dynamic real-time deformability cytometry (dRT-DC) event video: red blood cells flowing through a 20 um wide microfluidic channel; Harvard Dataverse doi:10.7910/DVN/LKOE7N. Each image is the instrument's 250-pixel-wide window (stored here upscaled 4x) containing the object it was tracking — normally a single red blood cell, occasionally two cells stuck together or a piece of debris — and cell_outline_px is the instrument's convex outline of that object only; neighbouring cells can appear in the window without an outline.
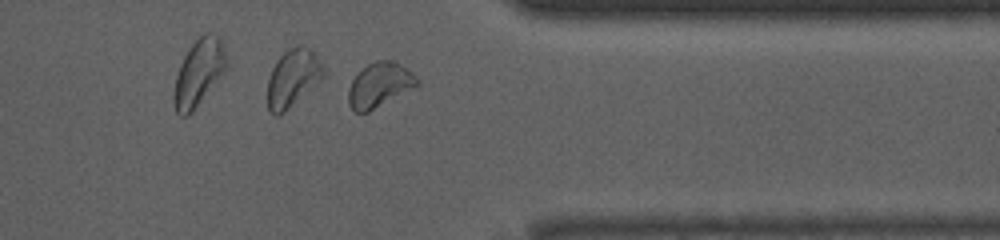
{"species": "common noctule bat (a hibernating species)", "species_latin": "Nyctalus noctula", "temperature_condition": "room temperature", "stored_images_in_passage": 34, "camera_frame_rate_fps": 3000, "um_per_image_px": 0.085, "animal": {"sex": "male", "body_mass_g": 13.0, "forearm_length_mm": 53.1}, "frame": {"image": 1, "passage_image": 25, "time_ms": 8.0, "image_size_px": [1000, 240], "cell_outline_px": [[420, 84], [416, 88], [368, 112], [352, 112], [348, 104], [348, 88], [352, 80], [368, 64], [376, 60], [396, 60], [416, 76], [420, 80]], "centroid_in_image_um": [32.29, 7.24], "position_along_channel_um": 379.1, "area_um2": 18.15}, "authors_computed_cell_mechanics": {"area_um2": 16.6753, "velocity_mm_per_s": 4.1228, "shape_relaxation_time_tau1_ms": 3.1089, "shape_relaxation_time_tau2_ms": 4.3315, "deformation_change_tau1": 0.0768, "deformation_change_tau2": 0.0525}}